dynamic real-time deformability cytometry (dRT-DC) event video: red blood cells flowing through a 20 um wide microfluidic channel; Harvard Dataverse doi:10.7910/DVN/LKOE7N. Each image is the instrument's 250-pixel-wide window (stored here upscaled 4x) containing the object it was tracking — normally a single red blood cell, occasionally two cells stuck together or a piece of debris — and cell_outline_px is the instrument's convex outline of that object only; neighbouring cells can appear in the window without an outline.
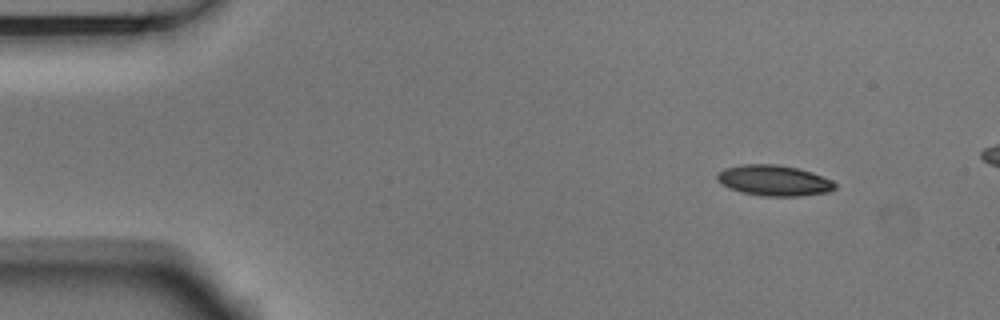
{"species": "Egyptian fruit bat (a non-hibernating species)", "species_latin": "Rousettus aegyptiacus", "temperature_condition": "room temperature", "stored_images_in_passage": 5, "camera_frame_rate_fps": 3000, "um_per_image_px": 0.085, "animal": {"sex": "male"}, "frame": {"image": 1, "passage_image": 1, "time_ms": 0.0, "image_size_px": [1000, 320], "cell_outline_px": [[836, 188], [828, 192], [796, 196], [764, 196], [740, 192], [728, 188], [720, 184], [716, 180], [716, 172], [724, 168], [740, 164], [776, 164], [800, 168], [812, 172], [832, 180], [836, 184]], "centroid_in_image_um": [65.74, 15.33], "position_along_channel_um": 19.3, "area_um2": 21.39}}